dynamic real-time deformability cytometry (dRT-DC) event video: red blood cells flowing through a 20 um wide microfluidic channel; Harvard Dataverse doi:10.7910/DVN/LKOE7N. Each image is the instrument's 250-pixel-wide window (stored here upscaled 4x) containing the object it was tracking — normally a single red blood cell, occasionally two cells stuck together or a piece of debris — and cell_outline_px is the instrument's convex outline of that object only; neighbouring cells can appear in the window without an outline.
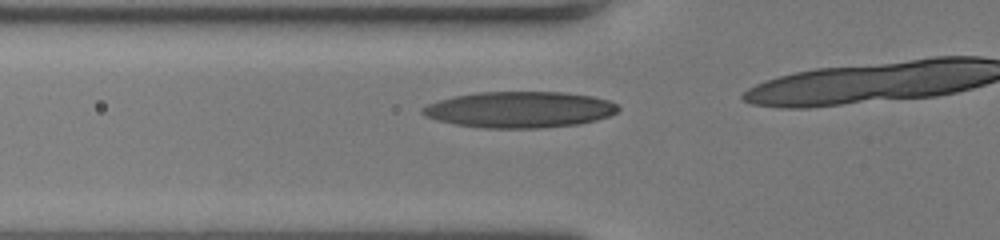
{"species": "human", "species_latin": "Homo sapiens", "temperature_condition": "room temperature", "stored_images_in_passage": 13, "camera_frame_rate_fps": 3000, "um_per_image_px": 0.085, "donor": {"sex": "female"}, "frame": {"image": 1, "passage_image": 9, "time_ms": 2.667, "image_size_px": [1000, 240], "cell_outline_px": [[620, 108], [616, 112], [608, 116], [596, 120], [580, 124], [540, 128], [484, 128], [452, 124], [436, 120], [424, 116], [420, 112], [420, 108], [428, 104], [452, 96], [476, 92], [560, 92], [592, 96], [608, 100], [616, 104]], "centroid_in_image_um": [44.12, 9.32], "position_along_channel_um": 81.7, "area_um2": 41.44}}
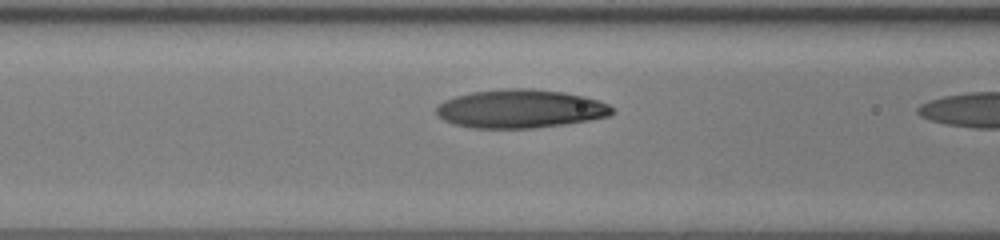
{"frame": {"image": 2, "passage_image": 12, "time_ms": 3.667, "image_size_px": [1000, 240], "cell_outline_px": [[616, 112], [608, 116], [588, 120], [564, 124], [532, 128], [472, 128], [452, 124], [444, 120], [436, 112], [436, 108], [444, 100], [456, 96], [472, 92], [504, 88], [532, 88], [564, 92], [584, 96], [608, 104]], "centroid_in_image_um": [44.22, 9.24], "position_along_channel_um": 122.4, "area_um2": 39.42}}